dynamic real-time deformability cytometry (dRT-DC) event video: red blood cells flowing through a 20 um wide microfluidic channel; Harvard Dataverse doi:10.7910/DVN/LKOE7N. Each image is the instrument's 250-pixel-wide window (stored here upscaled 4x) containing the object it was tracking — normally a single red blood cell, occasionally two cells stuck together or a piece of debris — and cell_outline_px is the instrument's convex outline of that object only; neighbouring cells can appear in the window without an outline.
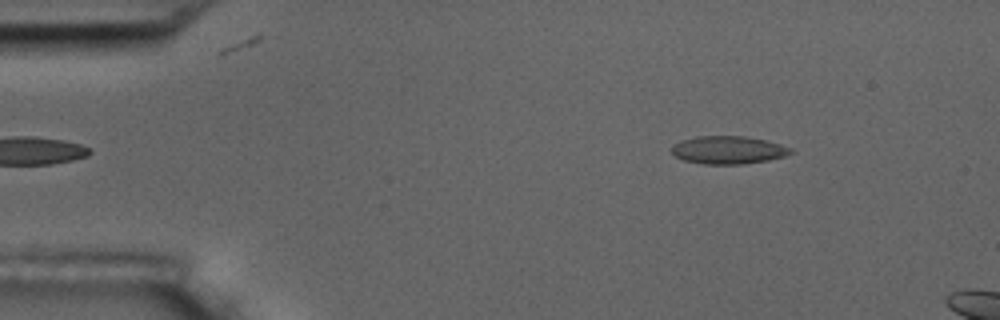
{"species": "common noctule bat (a hibernating species)", "species_latin": "Nyctalus noctula", "temperature_condition": "room temperature", "stored_images_in_passage": 3, "camera_frame_rate_fps": 3000, "um_per_image_px": 0.085, "animal": {"sex": "male", "body_mass_g": 17.5, "forearm_length_mm": 52.3}, "frame": {"image": 1, "passage_image": 1, "time_ms": 0.0, "image_size_px": [1000, 320], "cell_outline_px": [[796, 152], [784, 156], [768, 160], [744, 164], [704, 164], [684, 160], [676, 156], [672, 152], [672, 144], [680, 140], [696, 136], [744, 136], [764, 140], [780, 144], [792, 148]], "centroid_in_image_um": [61.9, 12.74], "position_along_channel_um": 23.1, "area_um2": 19.42}}